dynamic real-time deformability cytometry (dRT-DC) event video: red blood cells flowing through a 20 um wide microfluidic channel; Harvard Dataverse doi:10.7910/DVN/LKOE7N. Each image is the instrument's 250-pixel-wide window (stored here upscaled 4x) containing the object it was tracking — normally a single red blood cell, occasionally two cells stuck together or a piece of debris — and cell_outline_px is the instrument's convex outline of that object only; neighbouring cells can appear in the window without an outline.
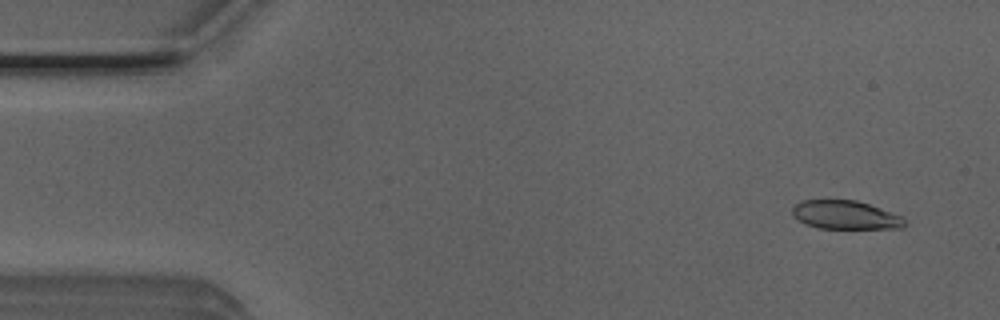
{"species": "Egyptian fruit bat (a non-hibernating species)", "species_latin": "Rousettus aegyptiacus", "temperature_condition": "room temperature", "stored_images_in_passage": 50, "camera_frame_rate_fps": 3000, "um_per_image_px": 0.085, "animal": {"sex": "male"}, "frame": {"image": 1, "passage_image": 3, "time_ms": 0.667, "image_size_px": [1000, 320], "cell_outline_px": [[908, 220], [900, 228], [820, 228], [804, 224], [796, 220], [792, 216], [792, 208], [800, 200], [856, 200], [904, 216]], "centroid_in_image_um": [71.84, 18.27], "position_along_channel_um": 13.2, "area_um2": 18.84}}
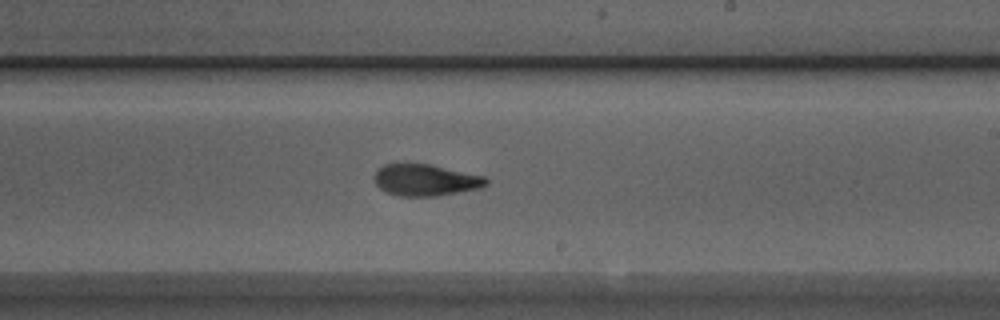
{"frame": {"image": 2, "passage_image": 29, "time_ms": 9.333, "image_size_px": [1000, 320], "cell_outline_px": [[488, 184], [480, 188], [436, 196], [400, 196], [388, 192], [380, 188], [376, 184], [376, 172], [384, 164], [396, 160], [428, 164], [484, 176], [488, 180]], "centroid_in_image_um": [36.14, 15.26], "position_along_channel_um": 252.9, "area_um2": 20.81}}
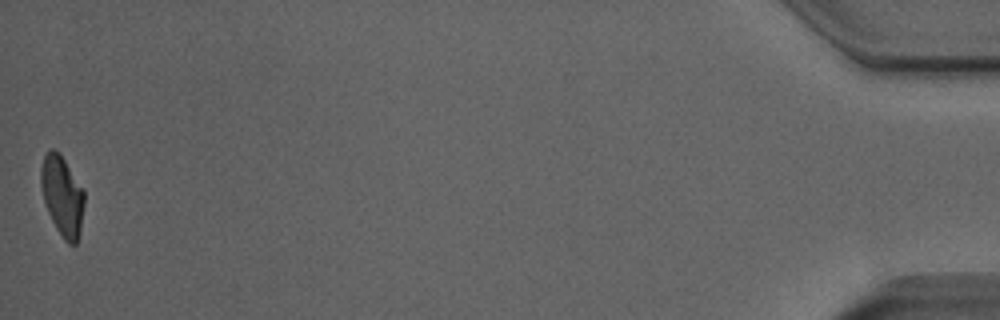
{"frame": {"image": 3, "passage_image": 50, "time_ms": 16.333, "image_size_px": [1000, 320], "cell_outline_px": [[84, 204], [80, 232], [76, 244], [68, 244], [64, 240], [56, 228], [48, 212], [44, 200], [40, 184], [40, 168], [44, 156], [48, 148], [52, 148], [60, 152], [84, 188]], "centroid_in_image_um": [5.29, 16.6], "position_along_channel_um": 429.9, "area_um2": 20.52}, "authors_computed_cell_mechanics": {"area_um2": 20.9236, "velocity_mm_per_s": 4.0151, "shape_relaxation_time_tau1_ms": 5.7253, "shape_relaxation_time_tau2_ms": 1.9599, "deformation_change_tau1": 0.1856, "deformation_change_tau2": 0.0902}}